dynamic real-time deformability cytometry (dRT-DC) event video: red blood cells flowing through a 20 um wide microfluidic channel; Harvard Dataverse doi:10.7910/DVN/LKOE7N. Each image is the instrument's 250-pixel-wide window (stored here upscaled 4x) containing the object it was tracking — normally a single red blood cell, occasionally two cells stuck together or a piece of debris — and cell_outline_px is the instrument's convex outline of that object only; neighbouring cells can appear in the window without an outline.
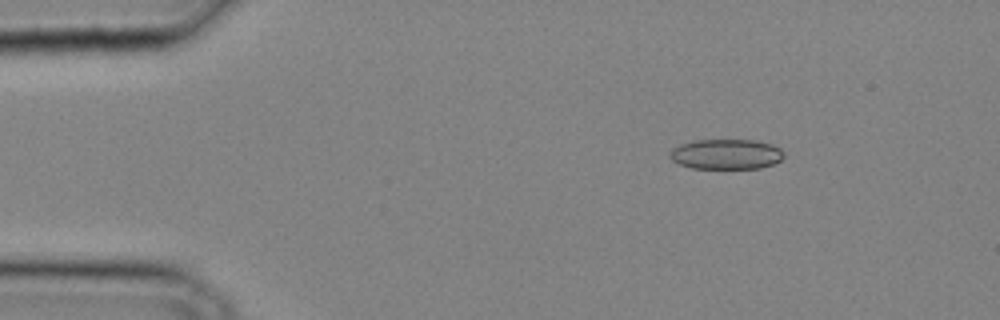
{"species": "common noctule bat (a hibernating species)", "species_latin": "Nyctalus noctula", "temperature_condition": "cold", "stored_images_in_passage": 13, "camera_frame_rate_fps": 3000, "um_per_image_px": 0.085, "animal": {"sex": "male", "body_mass_g": 20.4}, "frame": {"image": 1, "passage_image": 5, "time_ms": 1.333, "image_size_px": [1000, 320], "cell_outline_px": [[784, 156], [780, 160], [772, 164], [760, 168], [692, 168], [680, 164], [672, 160], [668, 156], [672, 148], [680, 144], [696, 140], [756, 140], [772, 144], [780, 148], [784, 152]], "centroid_in_image_um": [61.72, 13.1], "position_along_channel_um": 23.3, "area_um2": 20.06}}
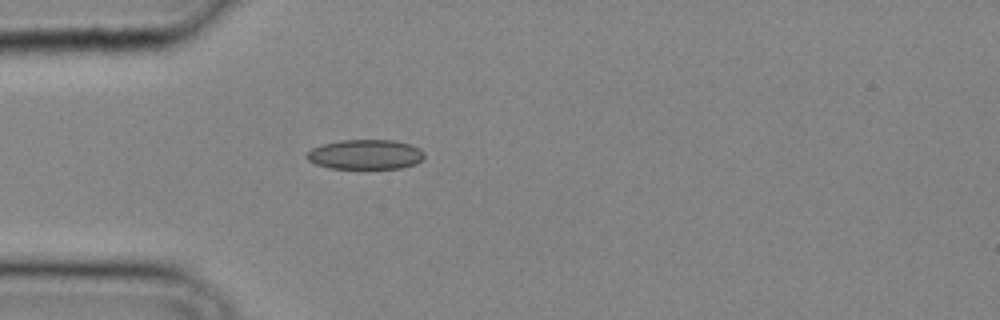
{"frame": {"image": 2, "passage_image": 10, "time_ms": 3.0, "image_size_px": [1000, 320], "cell_outline_px": [[424, 156], [416, 164], [400, 168], [328, 168], [316, 164], [308, 160], [304, 156], [312, 148], [320, 144], [340, 140], [392, 140], [408, 144], [420, 148], [424, 152]], "centroid_in_image_um": [31.02, 13.12], "position_along_channel_um": 54.0, "area_um2": 20.4}}
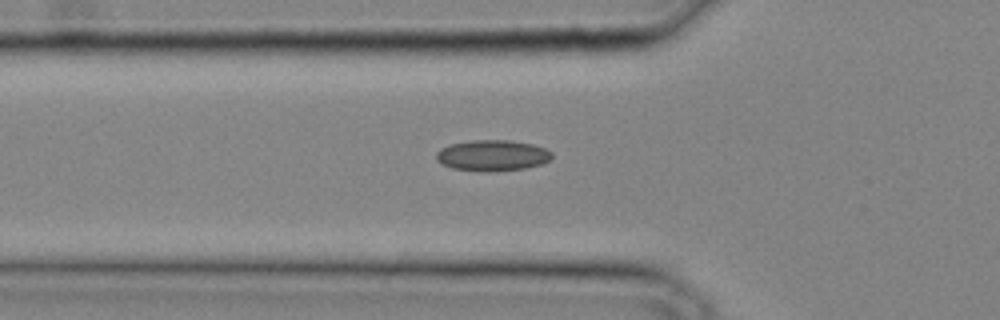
{"frame": {"image": 3, "passage_image": 12, "time_ms": 3.667, "image_size_px": [1000, 320], "cell_outline_px": [[552, 156], [548, 160], [540, 164], [524, 168], [492, 172], [480, 172], [452, 168], [436, 160], [436, 152], [440, 148], [452, 144], [472, 140], [508, 140], [532, 144], [544, 148], [552, 152]], "centroid_in_image_um": [41.83, 13.22], "position_along_channel_um": 84.0, "area_um2": 20.81}}